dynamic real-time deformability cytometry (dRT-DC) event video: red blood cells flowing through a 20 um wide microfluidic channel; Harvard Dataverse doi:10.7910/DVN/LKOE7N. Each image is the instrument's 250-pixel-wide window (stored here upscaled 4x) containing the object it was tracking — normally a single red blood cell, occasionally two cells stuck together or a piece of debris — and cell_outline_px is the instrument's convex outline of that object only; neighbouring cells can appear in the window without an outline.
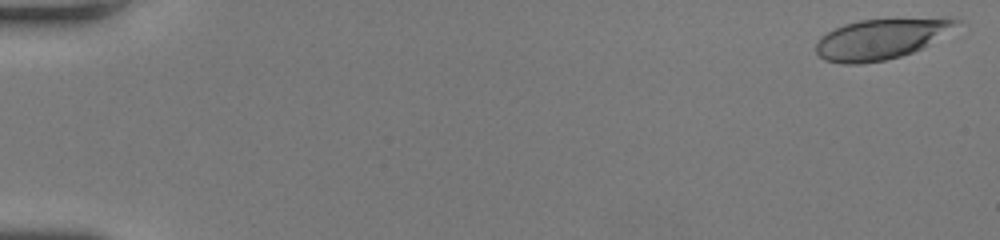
{"species": "human", "species_latin": "Homo sapiens", "temperature_condition": "room temperature", "stored_images_in_passage": 49, "camera_frame_rate_fps": 3000, "um_per_image_px": 0.085, "donor": {"sex": "female"}, "frame": {"image": 1, "passage_image": 1, "time_ms": 0.0, "image_size_px": [1000, 240], "cell_outline_px": [[964, 20], [924, 48], [900, 56], [884, 60], [860, 64], [844, 64], [824, 60], [816, 52], [816, 44], [820, 36], [844, 24], [860, 20], [948, 16]], "centroid_in_image_um": [74.93, 3.28], "position_along_channel_um": 10.1, "area_um2": 33.47}}
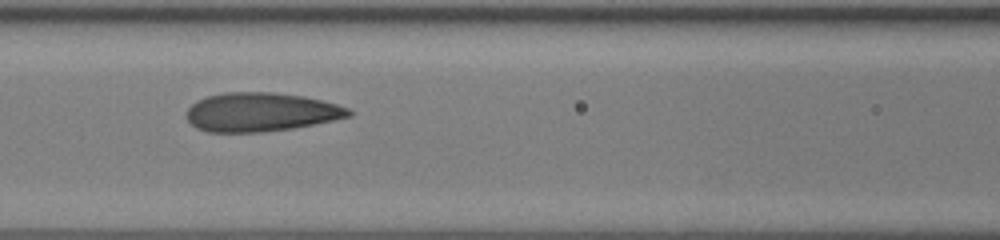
{"frame": {"image": 2, "passage_image": 23, "time_ms": 7.333, "image_size_px": [1000, 240], "cell_outline_px": [[352, 116], [292, 128], [260, 132], [208, 132], [196, 128], [188, 120], [188, 108], [196, 100], [208, 96], [224, 92], [272, 92], [304, 96], [336, 104], [348, 108], [352, 112]], "centroid_in_image_um": [22.15, 9.52], "position_along_channel_um": 144.4, "area_um2": 36.47}}
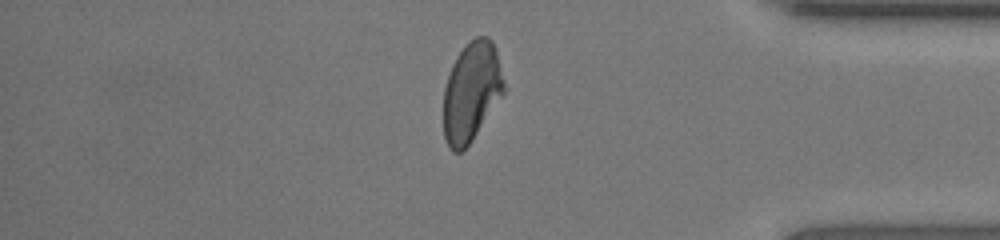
{"frame": {"image": 3, "passage_image": 42, "time_ms": 13.667, "image_size_px": [1000, 240], "cell_outline_px": [[504, 92], [472, 140], [460, 152], [452, 152], [448, 148], [444, 136], [444, 88], [452, 64], [456, 56], [476, 36], [488, 36], [492, 40], [496, 48], [504, 80]], "centroid_in_image_um": [40.07, 7.79], "position_along_channel_um": 395.1, "area_um2": 34.74}}